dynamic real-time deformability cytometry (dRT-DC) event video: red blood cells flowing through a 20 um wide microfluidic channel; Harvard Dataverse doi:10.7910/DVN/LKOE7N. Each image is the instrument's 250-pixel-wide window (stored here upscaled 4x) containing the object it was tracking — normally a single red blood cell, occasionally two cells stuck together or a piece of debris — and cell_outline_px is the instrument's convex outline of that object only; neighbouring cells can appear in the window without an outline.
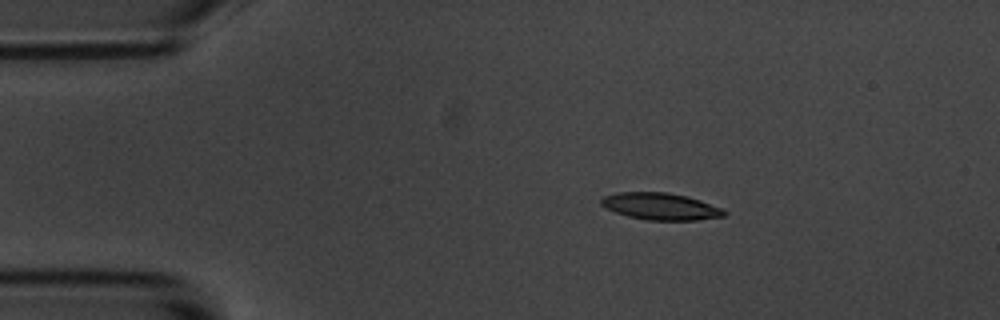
{"species": "common noctule bat (a hibernating species)", "species_latin": "Nyctalus noctula", "temperature_condition": "room temperature", "stored_images_in_passage": 4, "camera_frame_rate_fps": 3000, "um_per_image_px": 0.085, "animal": {"sex": "male", "body_mass_g": 20.1, "forearm_length_mm": 53.5}, "frame": {"image": 1, "passage_image": 2, "time_ms": 1.333, "image_size_px": [1000, 320], "cell_outline_px": [[728, 212], [724, 216], [696, 220], [648, 220], [628, 216], [616, 212], [600, 204], [600, 200], [604, 196], [616, 192], [668, 192], [688, 196], [700, 200], [720, 208]], "centroid_in_image_um": [56.15, 17.53], "position_along_channel_um": 28.9, "area_um2": 19.19}}